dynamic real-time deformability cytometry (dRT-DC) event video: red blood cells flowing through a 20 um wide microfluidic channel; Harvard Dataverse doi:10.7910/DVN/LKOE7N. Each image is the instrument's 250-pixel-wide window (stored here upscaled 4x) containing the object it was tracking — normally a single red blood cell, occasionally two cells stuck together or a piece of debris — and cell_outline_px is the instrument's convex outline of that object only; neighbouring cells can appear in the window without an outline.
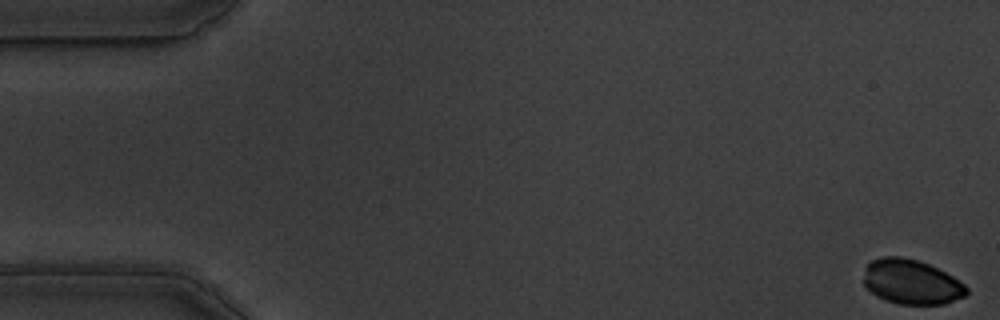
{"species": "common noctule bat (a hibernating species)", "species_latin": "Nyctalus noctula", "temperature_condition": "warm", "stored_images_in_passage": 55, "camera_frame_rate_fps": 3000, "um_per_image_px": 0.085, "animal": {"sex": "male", "body_mass_g": 19.5, "forearm_length_mm": 54.6}, "frame": {"image": 1, "passage_image": 1, "time_ms": 0.0, "image_size_px": [1000, 320], "cell_outline_px": [[968, 292], [964, 296], [944, 304], [900, 304], [876, 296], [864, 284], [864, 268], [872, 260], [884, 256], [900, 256], [916, 260], [928, 264], [952, 276], [964, 284], [968, 288]], "centroid_in_image_um": [77.46, 23.96], "position_along_channel_um": 7.5, "area_um2": 26.53}}
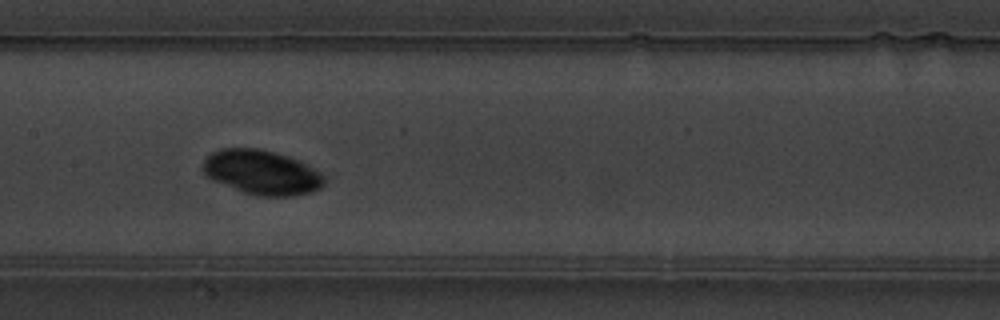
{"frame": {"image": 2, "passage_image": 28, "time_ms": 9.0, "image_size_px": [1000, 320], "cell_outline_px": [[324, 184], [320, 188], [312, 192], [292, 196], [256, 196], [244, 192], [212, 180], [200, 168], [204, 160], [212, 152], [220, 148], [260, 148], [288, 156], [308, 164], [320, 172], [324, 176]], "centroid_in_image_um": [22.25, 14.65], "position_along_channel_um": 185.2, "area_um2": 31.62}}
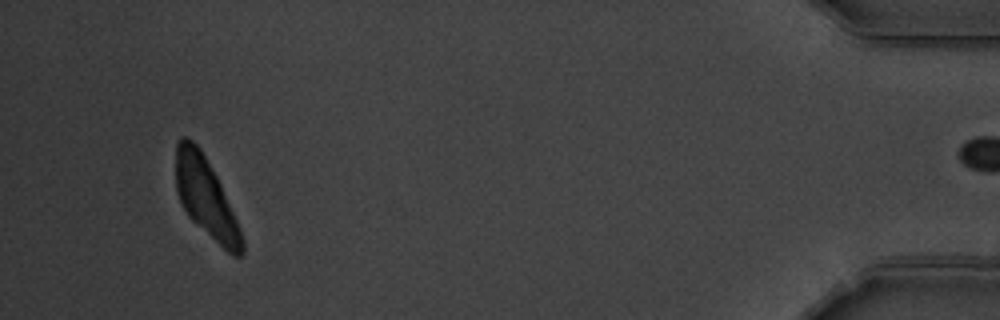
{"frame": {"image": 3, "passage_image": 54, "time_ms": 17.667, "image_size_px": [1000, 320], "cell_outline_px": [[244, 252], [240, 256], [232, 256], [192, 220], [188, 216], [176, 192], [176, 144], [180, 136], [184, 136], [192, 140], [200, 148], [216, 176], [220, 184], [240, 228], [244, 240]], "centroid_in_image_um": [17.49, 16.79], "position_along_channel_um": 417.7, "area_um2": 30.17}}